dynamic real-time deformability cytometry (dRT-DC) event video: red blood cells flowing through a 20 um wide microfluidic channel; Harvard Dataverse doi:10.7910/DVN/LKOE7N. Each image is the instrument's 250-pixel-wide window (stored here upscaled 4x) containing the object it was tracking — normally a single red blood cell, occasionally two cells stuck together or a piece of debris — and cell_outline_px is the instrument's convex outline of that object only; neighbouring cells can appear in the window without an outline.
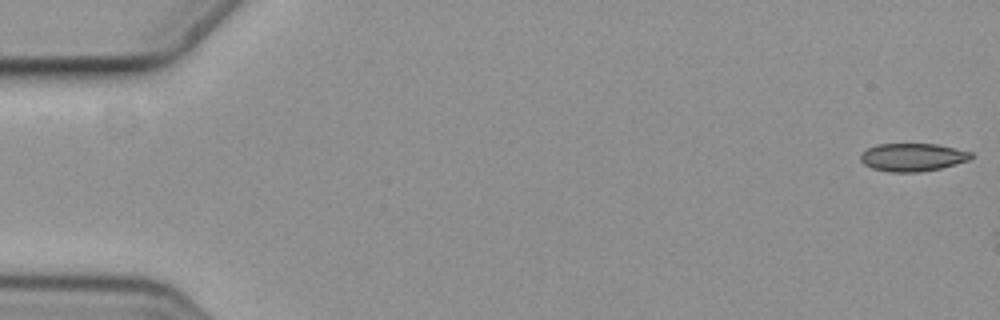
{"species": "common noctule bat (a hibernating species)", "species_latin": "Nyctalus noctula", "temperature_condition": "cold", "stored_images_in_passage": 4, "camera_frame_rate_fps": 3000, "um_per_image_px": 0.085, "animal": {"sex": "female", "body_mass_g": 19.3, "forearm_length_mm": 54.1}, "frame": {"image": 1, "passage_image": 1, "time_ms": 0.0, "image_size_px": [1000, 320], "cell_outline_px": [[976, 156], [968, 160], [956, 164], [940, 168], [920, 172], [888, 172], [872, 168], [864, 164], [860, 160], [860, 152], [876, 144], [936, 144], [956, 148], [972, 152]], "centroid_in_image_um": [77.57, 13.36], "position_along_channel_um": 7.4, "area_um2": 18.21}}